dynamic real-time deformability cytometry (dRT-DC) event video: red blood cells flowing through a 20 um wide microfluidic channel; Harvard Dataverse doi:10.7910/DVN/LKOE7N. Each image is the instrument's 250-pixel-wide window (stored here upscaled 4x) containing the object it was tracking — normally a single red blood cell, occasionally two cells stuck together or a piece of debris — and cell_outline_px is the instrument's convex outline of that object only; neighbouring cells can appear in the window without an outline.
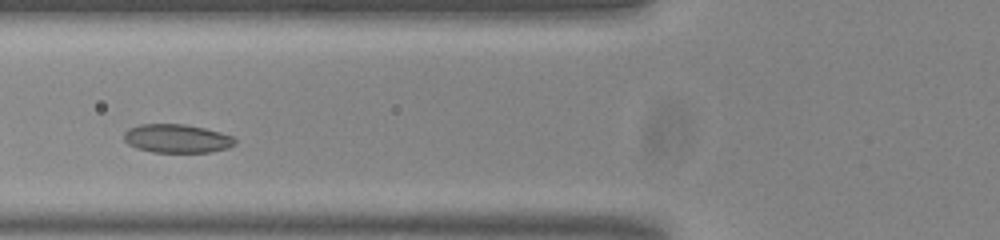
{"species": "common noctule bat (a hibernating species)", "species_latin": "Nyctalus noctula", "temperature_condition": "room temperature", "stored_images_in_passage": 44, "camera_frame_rate_fps": 3000, "um_per_image_px": 0.085, "animal": {"sex": "male", "body_mass_g": 20.0, "forearm_length_mm": 53.3}, "frame": {"image": 1, "passage_image": 11, "time_ms": 3.333, "image_size_px": [1000, 240], "cell_outline_px": [[236, 144], [228, 148], [208, 152], [152, 152], [136, 148], [128, 144], [124, 140], [124, 132], [128, 128], [140, 124], [184, 124], [204, 128], [220, 132], [232, 136], [236, 140]], "centroid_in_image_um": [15.02, 11.77], "position_along_channel_um": 110.8, "area_um2": 18.55}}
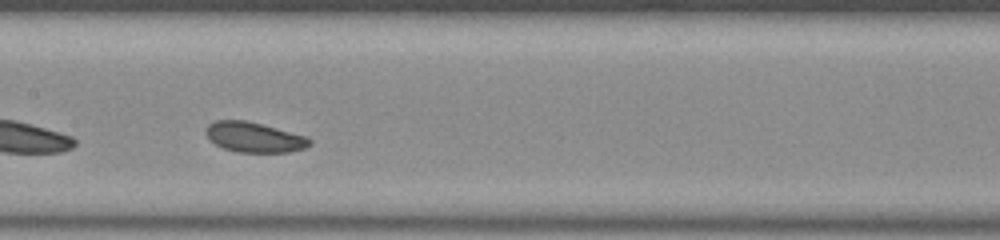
{"frame": {"image": 2, "passage_image": 17, "time_ms": 5.333, "image_size_px": [1000, 240], "cell_outline_px": [[312, 144], [304, 148], [288, 152], [236, 152], [224, 148], [216, 144], [204, 132], [204, 128], [208, 124], [216, 120], [244, 120], [308, 136], [312, 140]], "centroid_in_image_um": [21.61, 11.66], "position_along_channel_um": 185.8, "area_um2": 18.15}}
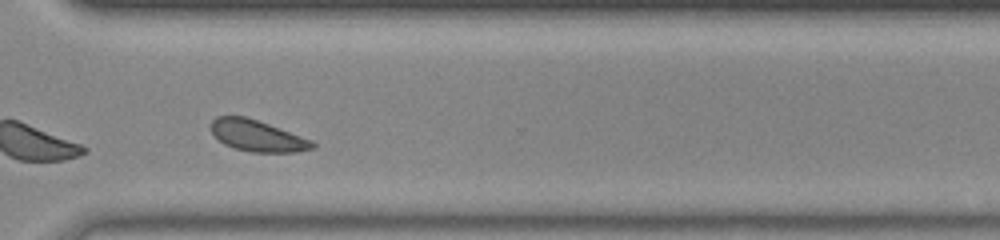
{"frame": {"image": 3, "passage_image": 30, "time_ms": 9.667, "image_size_px": [1000, 240], "cell_outline_px": [[316, 148], [296, 152], [252, 152], [236, 148], [224, 144], [212, 132], [212, 120], [216, 116], [244, 116], [268, 124], [312, 140], [316, 144]], "centroid_in_image_um": [21.9, 11.55], "position_along_channel_um": 348.7, "area_um2": 18.21}, "authors_computed_cell_mechanics": {"area_um2": 18.5827, "velocity_mm_per_s": 3.7587, "shape_relaxation_time_tau1_ms": 7.8903, "shape_relaxation_time_tau2_ms": 2.8251, "deformation_change_tau1": 0.0956, "deformation_change_tau2": 0.071}}